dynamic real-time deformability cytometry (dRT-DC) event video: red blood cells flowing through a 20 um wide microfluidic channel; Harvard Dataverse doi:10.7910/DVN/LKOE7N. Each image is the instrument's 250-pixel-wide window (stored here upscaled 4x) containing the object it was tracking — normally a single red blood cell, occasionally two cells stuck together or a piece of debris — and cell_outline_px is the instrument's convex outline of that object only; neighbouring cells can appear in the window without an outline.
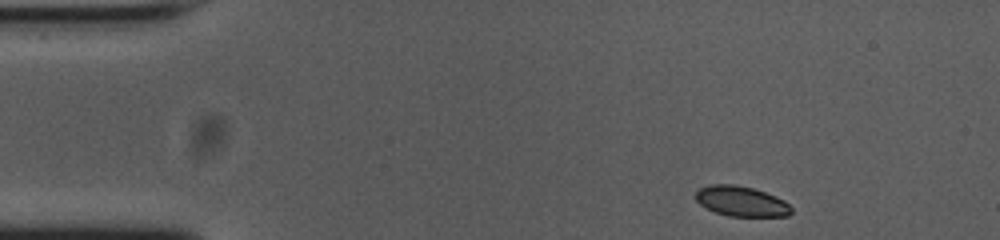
{"species": "common noctule bat (a hibernating species)", "species_latin": "Nyctalus noctula", "temperature_condition": "cold", "stored_images_in_passage": 48, "camera_frame_rate_fps": 3000, "um_per_image_px": 0.085, "animal": {"sex": "female", "body_mass_g": 23.0, "forearm_length_mm": 53.4}, "frame": {"image": 1, "passage_image": 1, "time_ms": 0.0, "image_size_px": [1000, 240], "cell_outline_px": [[792, 212], [788, 216], [728, 216], [716, 212], [700, 204], [696, 200], [696, 192], [700, 188], [712, 184], [732, 184], [752, 188], [776, 196], [784, 200], [792, 208]], "centroid_in_image_um": [63.03, 17.11], "position_along_channel_um": 22.0, "area_um2": 16.65}}
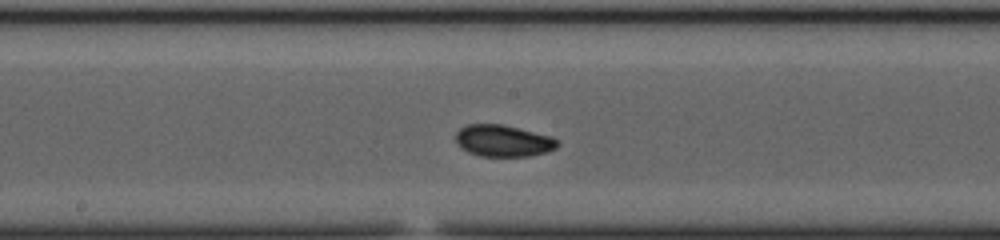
{"frame": {"image": 2, "passage_image": 22, "time_ms": 7.0, "image_size_px": [1000, 240], "cell_outline_px": [[560, 144], [556, 148], [548, 152], [528, 156], [480, 156], [468, 152], [460, 148], [456, 144], [456, 132], [460, 128], [468, 124], [504, 124], [552, 136], [560, 140]], "centroid_in_image_um": [42.79, 11.96], "position_along_channel_um": 205.4, "area_um2": 19.13}}
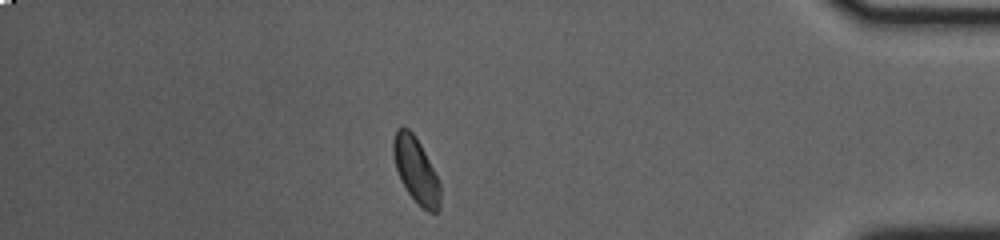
{"frame": {"image": 3, "passage_image": 41, "time_ms": 13.333, "image_size_px": [1000, 240], "cell_outline_px": [[440, 208], [436, 212], [428, 212], [408, 192], [400, 180], [396, 168], [392, 152], [392, 144], [396, 128], [408, 128], [416, 136], [440, 184]], "centroid_in_image_um": [35.33, 14.45], "position_along_channel_um": 399.9, "area_um2": 17.51}, "authors_computed_cell_mechanics": {"area_um2": 18.0047, "velocity_mm_per_s": 3.7307, "shape_relaxation_time_tau1_ms": 2.4051, "shape_relaxation_time_tau2_ms": 7.4226, "deformation_change_tau1": 0.074, "deformation_change_tau2": 0.0764}}